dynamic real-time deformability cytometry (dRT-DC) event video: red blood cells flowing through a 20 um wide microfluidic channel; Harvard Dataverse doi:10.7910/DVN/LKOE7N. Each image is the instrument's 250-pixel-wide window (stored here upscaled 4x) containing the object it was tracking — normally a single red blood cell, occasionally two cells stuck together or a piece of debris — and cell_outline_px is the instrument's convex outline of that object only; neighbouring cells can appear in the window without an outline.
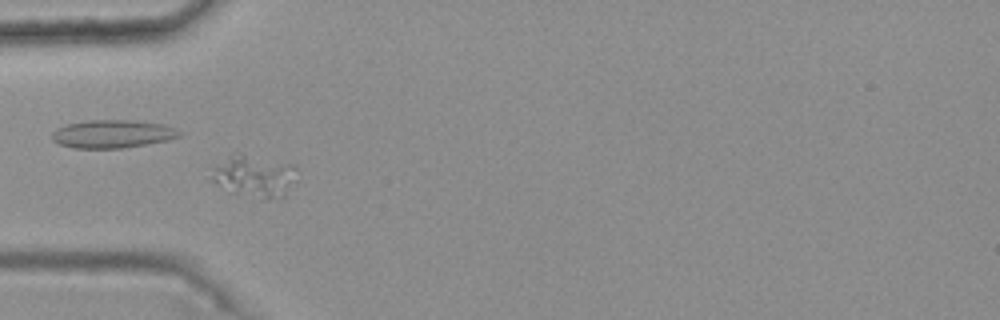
{"species": "common noctule bat (a hibernating species)", "species_latin": "Nyctalus noctula", "temperature_condition": "warm", "stored_images_in_passage": 44, "camera_frame_rate_fps": 3000, "um_per_image_px": 0.085, "animal": {"sex": "female", "body_mass_g": 25.1}, "frame": {"image": 1, "passage_image": 13, "time_ms": 4.0, "image_size_px": [1000, 320], "cell_outline_px": [[300, 180], [284, 196], [268, 200], [260, 200], [232, 192], [216, 184], [212, 180], [212, 168], [228, 156], [244, 156], [296, 164]], "centroid_in_image_um": [21.74, 15.04], "position_along_channel_um": 63.3, "area_um2": 20.98}}
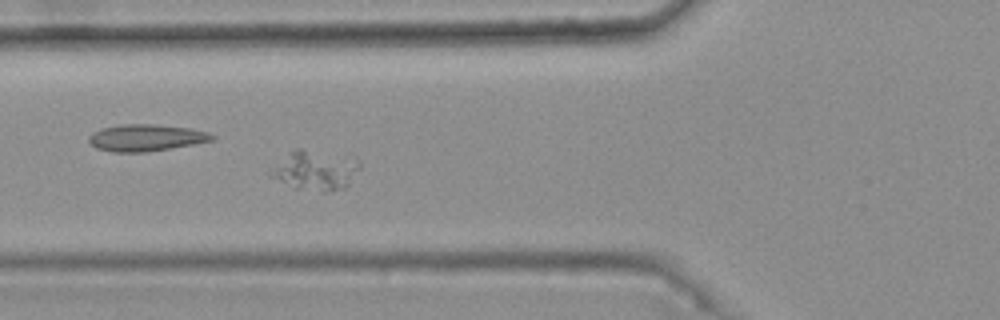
{"frame": {"image": 2, "passage_image": 16, "time_ms": 5.0, "image_size_px": [1000, 320], "cell_outline_px": [[360, 168], [348, 188], [328, 192], [320, 192], [292, 188], [268, 176], [288, 152], [296, 148], [300, 148], [352, 156], [360, 164]], "centroid_in_image_um": [26.86, 14.5], "position_along_channel_um": 98.9, "area_um2": 20.98}}
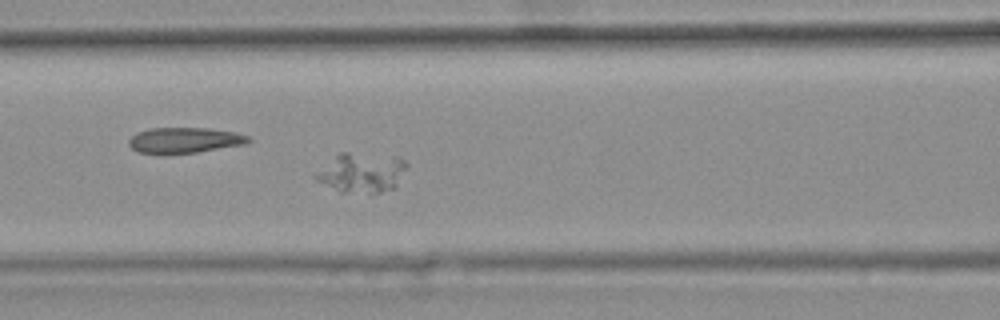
{"frame": {"image": 3, "passage_image": 19, "time_ms": 6.0, "image_size_px": [1000, 320], "cell_outline_px": [[408, 164], [396, 188], [380, 192], [340, 192], [316, 180], [312, 176], [340, 152], [348, 152], [404, 160]], "centroid_in_image_um": [30.72, 14.71], "position_along_channel_um": 135.9, "area_um2": 20.35}}